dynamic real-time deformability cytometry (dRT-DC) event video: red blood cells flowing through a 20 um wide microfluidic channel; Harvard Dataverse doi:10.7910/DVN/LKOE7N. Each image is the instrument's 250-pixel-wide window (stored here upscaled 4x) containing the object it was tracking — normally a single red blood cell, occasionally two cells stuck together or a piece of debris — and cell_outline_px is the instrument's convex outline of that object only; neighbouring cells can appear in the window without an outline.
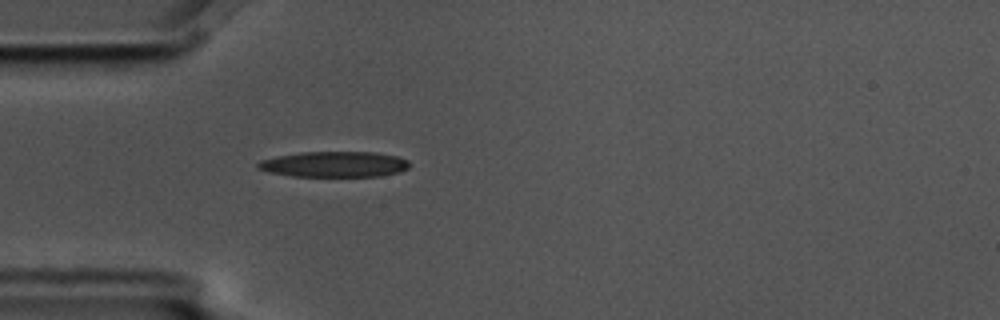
{"species": "common noctule bat (a hibernating species)", "species_latin": "Nyctalus noctula", "temperature_condition": "cold", "stored_images_in_passage": 1, "camera_frame_rate_fps": 3000, "um_per_image_px": 0.085, "animal": {"sex": "male", "body_mass_g": 17.5, "forearm_length_mm": 52.3}, "frame": {"image": 1, "passage_image": 1, "time_ms": 0.0, "image_size_px": [1000, 320], "cell_outline_px": [[408, 168], [400, 172], [380, 176], [292, 176], [268, 172], [256, 168], [256, 164], [260, 160], [276, 156], [300, 152], [376, 152], [396, 156], [408, 160]], "centroid_in_image_um": [28.38, 13.96], "position_along_channel_um": 56.6, "area_um2": 22.72}}